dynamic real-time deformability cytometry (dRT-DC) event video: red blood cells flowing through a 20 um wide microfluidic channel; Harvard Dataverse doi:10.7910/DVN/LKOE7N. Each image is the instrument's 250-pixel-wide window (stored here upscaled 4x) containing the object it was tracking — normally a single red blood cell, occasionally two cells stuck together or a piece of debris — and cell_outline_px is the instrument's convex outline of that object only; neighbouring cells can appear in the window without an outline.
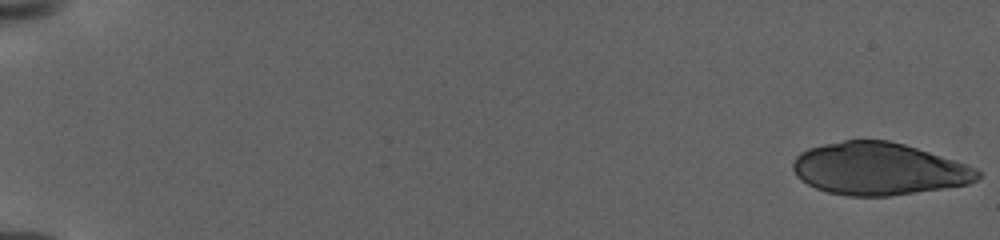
{"species": "human", "species_latin": "Homo sapiens", "temperature_condition": "warm", "stored_images_in_passage": 29, "camera_frame_rate_fps": 3000, "um_per_image_px": 0.085, "donor": {"sex": "female"}, "frame": {"image": 1, "passage_image": 1, "time_ms": 0.0, "image_size_px": [1000, 240], "cell_outline_px": [[984, 176], [968, 184], [944, 188], [888, 196], [848, 196], [828, 192], [816, 188], [800, 180], [796, 176], [792, 168], [792, 164], [796, 156], [800, 152], [808, 148], [824, 144], [844, 140], [888, 140], [904, 144], [968, 164], [976, 168]], "centroid_in_image_um": [74.69, 14.35], "position_along_channel_um": 10.3, "area_um2": 56.47}}
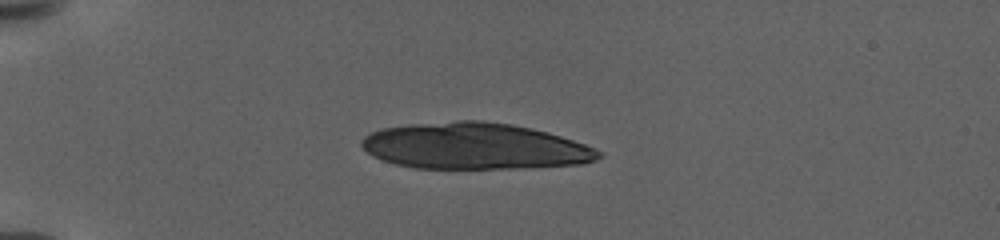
{"frame": {"image": 2, "passage_image": 17, "time_ms": 6.333, "image_size_px": [1000, 240], "cell_outline_px": [[604, 156], [596, 160], [584, 164], [524, 168], [412, 168], [396, 164], [372, 156], [360, 144], [360, 140], [364, 136], [372, 132], [384, 128], [412, 124], [460, 120], [484, 120], [512, 124], [532, 128], [548, 132], [584, 144], [604, 152]], "centroid_in_image_um": [40.39, 12.43], "position_along_channel_um": 44.6, "area_um2": 64.22}}